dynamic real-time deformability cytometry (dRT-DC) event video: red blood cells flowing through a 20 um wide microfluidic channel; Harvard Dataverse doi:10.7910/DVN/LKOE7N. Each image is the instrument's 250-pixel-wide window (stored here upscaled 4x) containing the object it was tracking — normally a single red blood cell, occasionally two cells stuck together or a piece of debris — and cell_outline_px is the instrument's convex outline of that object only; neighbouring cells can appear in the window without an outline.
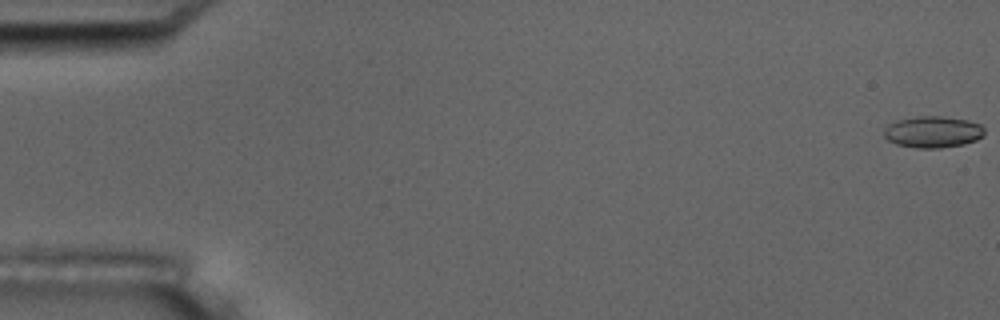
{"species": "common noctule bat (a hibernating species)", "species_latin": "Nyctalus noctula", "temperature_condition": "room temperature", "stored_images_in_passage": 55, "camera_frame_rate_fps": 3000, "um_per_image_px": 0.085, "animal": {"sex": "male", "body_mass_g": 17.5, "forearm_length_mm": 52.3}, "frame": {"image": 1, "passage_image": 1, "time_ms": 0.0, "image_size_px": [1000, 320], "cell_outline_px": [[984, 136], [976, 140], [964, 144], [940, 148], [916, 148], [896, 144], [888, 140], [884, 136], [884, 128], [888, 124], [896, 120], [916, 116], [940, 116], [968, 120], [980, 124], [984, 128]], "centroid_in_image_um": [79.28, 11.21], "position_along_channel_um": 5.7, "area_um2": 18.61}}
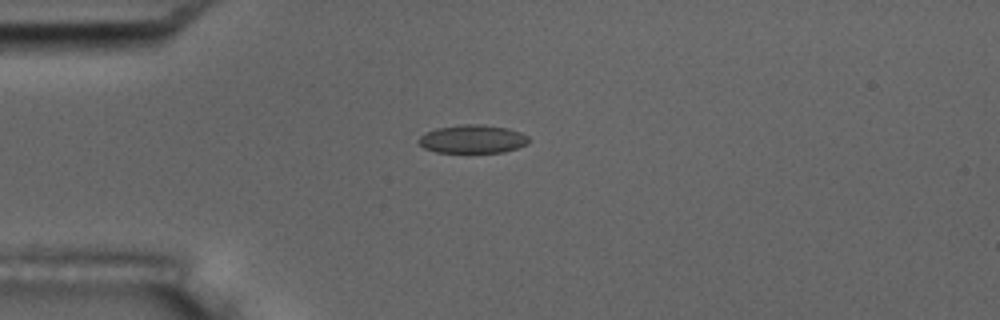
{"frame": {"image": 2, "passage_image": 15, "time_ms": 4.667, "image_size_px": [1000, 320], "cell_outline_px": [[528, 144], [504, 152], [436, 152], [424, 148], [416, 140], [424, 132], [436, 128], [460, 124], [484, 124], [508, 128], [520, 132], [528, 136]], "centroid_in_image_um": [40.14, 11.8], "position_along_channel_um": 44.9, "area_um2": 18.32}}
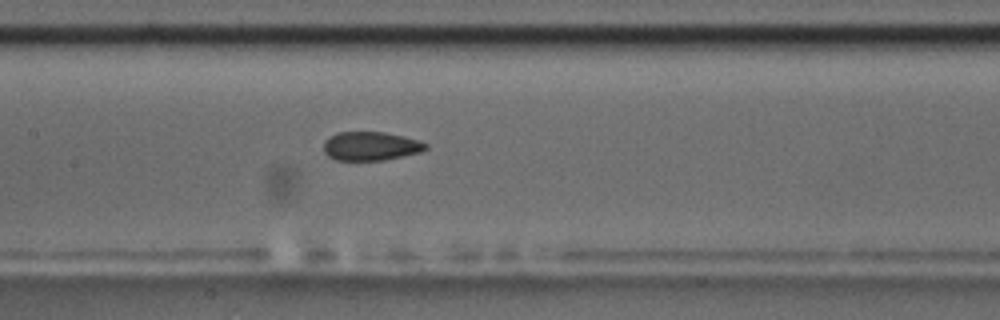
{"frame": {"image": 3, "passage_image": 27, "time_ms": 8.667, "image_size_px": [1000, 320], "cell_outline_px": [[428, 148], [420, 152], [384, 160], [336, 160], [328, 156], [324, 152], [324, 140], [328, 136], [336, 132], [384, 132], [404, 136], [420, 140], [428, 144]], "centroid_in_image_um": [31.5, 12.41], "position_along_channel_um": 175.9, "area_um2": 17.28}, "authors_computed_cell_mechanics": {"area_um2": 18.0336, "velocity_mm_per_s": 3.736, "shape_relaxation_time_tau1_ms": null, "shape_relaxation_time_tau2_ms": 2.892, "deformation_change_tau1": null, "deformation_change_tau2": 0.0829}}